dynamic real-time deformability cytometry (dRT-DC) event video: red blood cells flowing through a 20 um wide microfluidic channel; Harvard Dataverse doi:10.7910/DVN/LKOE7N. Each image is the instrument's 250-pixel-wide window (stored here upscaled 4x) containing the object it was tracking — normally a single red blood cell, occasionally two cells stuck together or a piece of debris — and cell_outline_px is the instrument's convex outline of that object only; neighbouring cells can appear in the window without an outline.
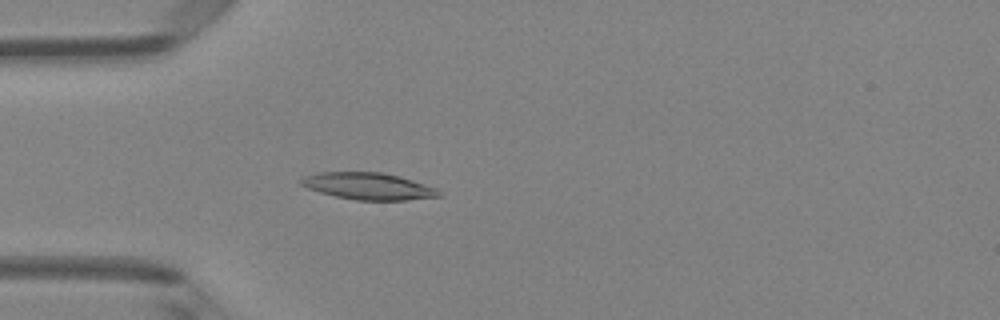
{"species": "Egyptian fruit bat (a non-hibernating species)", "species_latin": "Rousettus aegyptiacus", "temperature_condition": "room temperature", "stored_images_in_passage": 6, "camera_frame_rate_fps": 3000, "um_per_image_px": 0.085, "animal": {"sex": "female"}, "frame": {"image": 1, "passage_image": 6, "time_ms": 5.667, "image_size_px": [1000, 320], "cell_outline_px": [[444, 196], [404, 200], [356, 200], [336, 196], [320, 192], [308, 188], [300, 184], [300, 180], [304, 176], [320, 172], [384, 172], [400, 176], [436, 188]], "centroid_in_image_um": [31.32, 15.82], "position_along_channel_um": 53.7, "area_um2": 21.5}}